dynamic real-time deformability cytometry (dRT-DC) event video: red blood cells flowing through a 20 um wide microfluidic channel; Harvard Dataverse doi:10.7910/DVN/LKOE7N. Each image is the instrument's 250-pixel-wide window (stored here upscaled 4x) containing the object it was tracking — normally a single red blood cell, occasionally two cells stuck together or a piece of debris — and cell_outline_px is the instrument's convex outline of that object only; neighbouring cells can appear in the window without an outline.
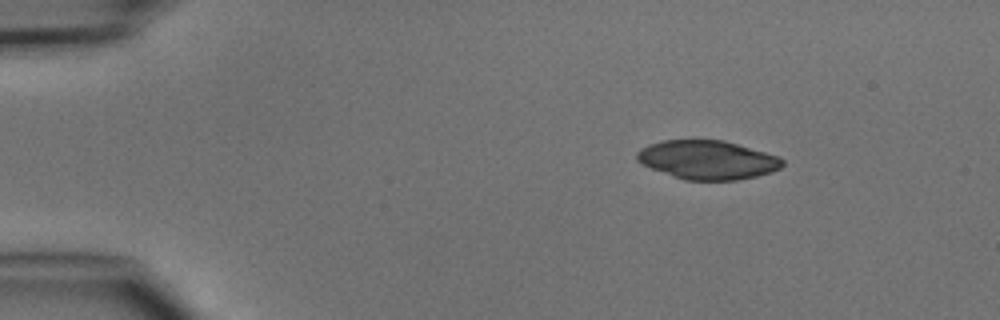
{"species": "common noctule bat (a hibernating species)", "species_latin": "Nyctalus noctula", "temperature_condition": "cold", "stored_images_in_passage": 2, "camera_frame_rate_fps": 3000, "um_per_image_px": 0.085, "animal": {"sex": "male", "body_mass_g": 15.6}, "frame": {"image": 1, "passage_image": 1, "time_ms": 0.0, "image_size_px": [1000, 320], "cell_outline_px": [[784, 164], [780, 168], [772, 172], [756, 176], [736, 180], [684, 180], [652, 168], [636, 160], [636, 152], [640, 148], [648, 144], [664, 140], [724, 140], [780, 156], [784, 160]], "centroid_in_image_um": [60.16, 13.58], "position_along_channel_um": 24.8, "area_um2": 32.95}}